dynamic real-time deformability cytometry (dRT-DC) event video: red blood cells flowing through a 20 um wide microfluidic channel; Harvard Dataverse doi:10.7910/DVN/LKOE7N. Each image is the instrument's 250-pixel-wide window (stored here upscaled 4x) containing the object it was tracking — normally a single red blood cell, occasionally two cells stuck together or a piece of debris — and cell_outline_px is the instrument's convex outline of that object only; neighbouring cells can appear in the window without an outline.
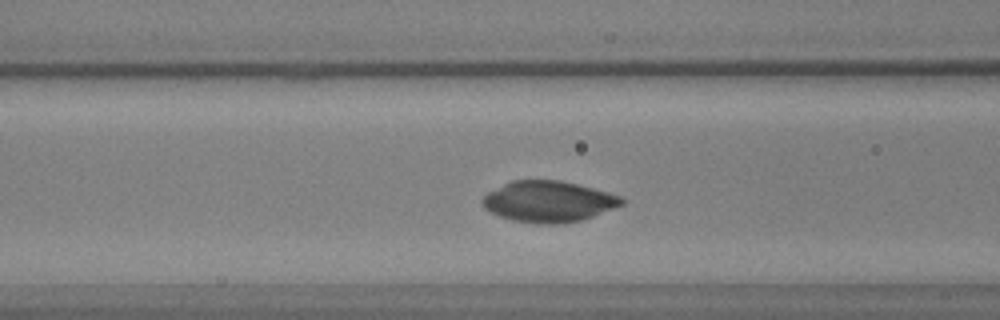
{"species": "common noctule bat (a hibernating species)", "species_latin": "Nyctalus noctula", "temperature_condition": "warm", "stored_images_in_passage": 37, "camera_frame_rate_fps": 3000, "um_per_image_px": 0.085, "animal": {"sex": "male", "body_mass_g": 17.9, "forearm_length_mm": 54.2}, "frame": {"image": 1, "passage_image": 12, "time_ms": 3.667, "image_size_px": [1000, 320], "cell_outline_px": [[624, 204], [584, 220], [560, 224], [540, 224], [512, 220], [488, 212], [484, 208], [480, 200], [488, 192], [512, 180], [560, 180], [608, 192], [620, 196], [624, 200]], "centroid_in_image_um": [46.61, 17.14], "position_along_channel_um": 120.0, "area_um2": 33.41}}
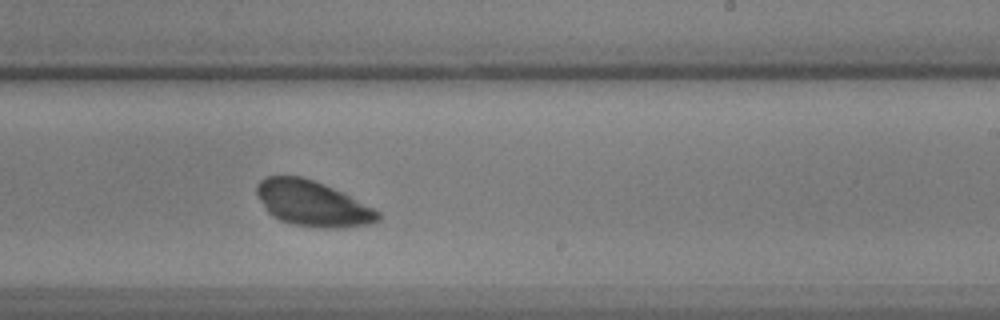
{"frame": {"image": 2, "passage_image": 23, "time_ms": 7.333, "image_size_px": [1000, 320], "cell_outline_px": [[380, 220], [372, 224], [344, 228], [320, 228], [292, 224], [280, 220], [272, 216], [268, 212], [260, 200], [256, 192], [256, 184], [260, 180], [268, 176], [300, 176], [324, 184], [380, 212]], "centroid_in_image_um": [26.54, 17.32], "position_along_channel_um": 262.5, "area_um2": 31.85}}
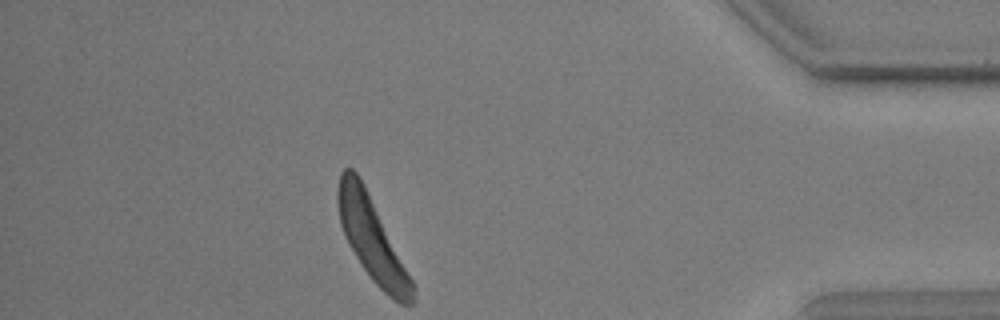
{"frame": {"image": 3, "passage_image": 37, "time_ms": 12.0, "image_size_px": [1000, 320], "cell_outline_px": [[416, 288], [412, 304], [400, 304], [392, 300], [372, 280], [348, 244], [344, 236], [340, 224], [336, 200], [336, 192], [340, 172], [344, 168], [352, 168], [360, 176], [416, 284]], "centroid_in_image_um": [31.63, 20.31], "position_along_channel_um": 403.6, "area_um2": 36.53}}